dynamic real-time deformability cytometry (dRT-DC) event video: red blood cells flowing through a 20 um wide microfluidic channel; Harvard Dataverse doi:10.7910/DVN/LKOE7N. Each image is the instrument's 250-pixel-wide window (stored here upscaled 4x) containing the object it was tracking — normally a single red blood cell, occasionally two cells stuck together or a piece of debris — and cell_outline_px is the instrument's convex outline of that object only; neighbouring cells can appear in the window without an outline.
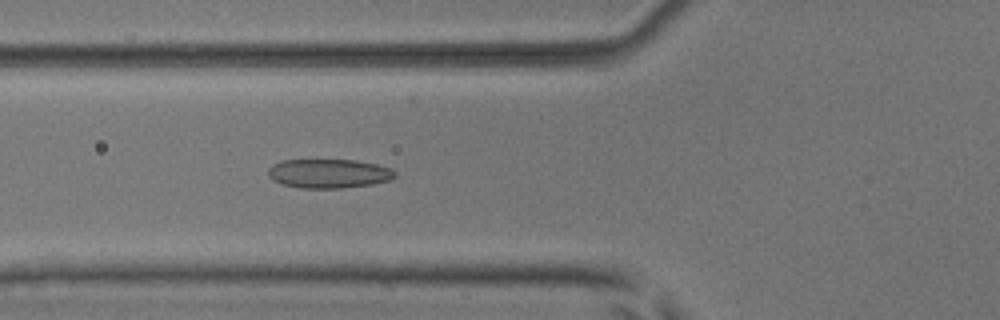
{"species": "common noctule bat (a hibernating species)", "species_latin": "Nyctalus noctula", "temperature_condition": "room temperature", "stored_images_in_passage": 52, "camera_frame_rate_fps": 3000, "um_per_image_px": 0.085, "animal": {"sex": "male", "body_mass_g": 17.9, "forearm_length_mm": 54.2}, "frame": {"image": 1, "passage_image": 20, "time_ms": 6.333, "image_size_px": [1000, 320], "cell_outline_px": [[396, 176], [392, 180], [372, 184], [340, 188], [300, 188], [284, 184], [268, 176], [268, 168], [272, 164], [280, 160], [356, 160], [376, 164], [392, 168], [396, 172]], "centroid_in_image_um": [27.98, 14.74], "position_along_channel_um": 97.8, "area_um2": 21.56}}
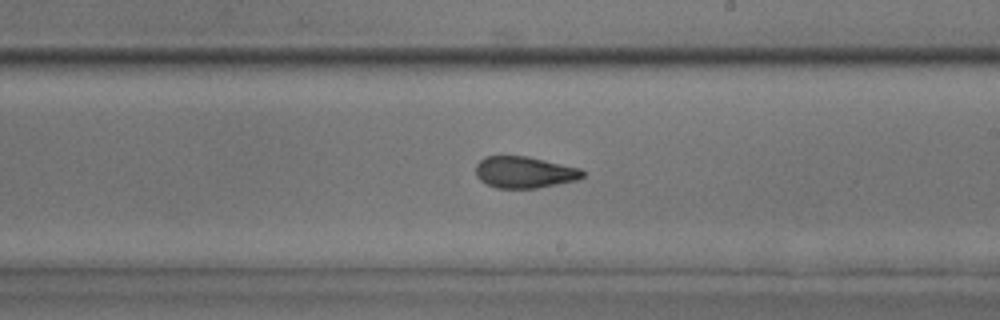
{"frame": {"image": 2, "passage_image": 31, "time_ms": 10.0, "image_size_px": [1000, 320], "cell_outline_px": [[584, 176], [576, 180], [536, 188], [496, 188], [484, 184], [476, 176], [476, 164], [484, 156], [528, 156], [580, 168], [584, 172]], "centroid_in_image_um": [44.54, 14.64], "position_along_channel_um": 244.5, "area_um2": 19.71}}
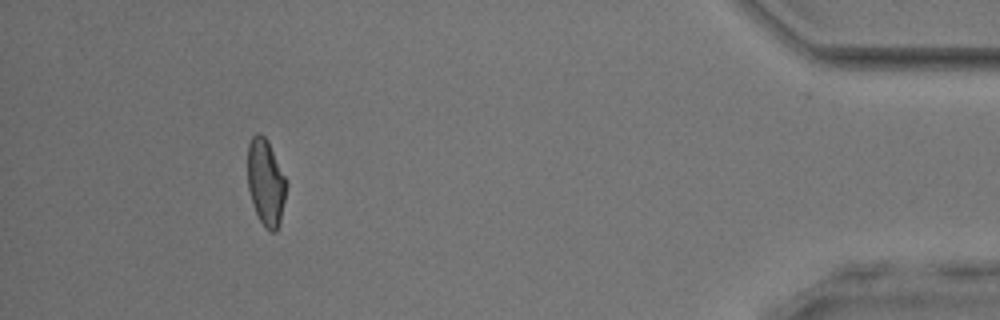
{"frame": {"image": 3, "passage_image": 48, "time_ms": 15.667, "image_size_px": [1000, 320], "cell_outline_px": [[288, 184], [280, 224], [276, 232], [272, 232], [264, 228], [256, 212], [248, 188], [248, 144], [252, 136], [256, 132], [260, 132], [268, 140], [288, 180]], "centroid_in_image_um": [22.63, 15.48], "position_along_channel_um": 412.6, "area_um2": 19.94}, "authors_computed_cell_mechanics": {"area_um2": 20.3745, "velocity_mm_per_s": 4.0118, "shape_relaxation_time_tau1_ms": 6.3956, "shape_relaxation_time_tau2_ms": 1.4115, "deformation_change_tau1": 0.1668, "deformation_change_tau2": 0.0705}}